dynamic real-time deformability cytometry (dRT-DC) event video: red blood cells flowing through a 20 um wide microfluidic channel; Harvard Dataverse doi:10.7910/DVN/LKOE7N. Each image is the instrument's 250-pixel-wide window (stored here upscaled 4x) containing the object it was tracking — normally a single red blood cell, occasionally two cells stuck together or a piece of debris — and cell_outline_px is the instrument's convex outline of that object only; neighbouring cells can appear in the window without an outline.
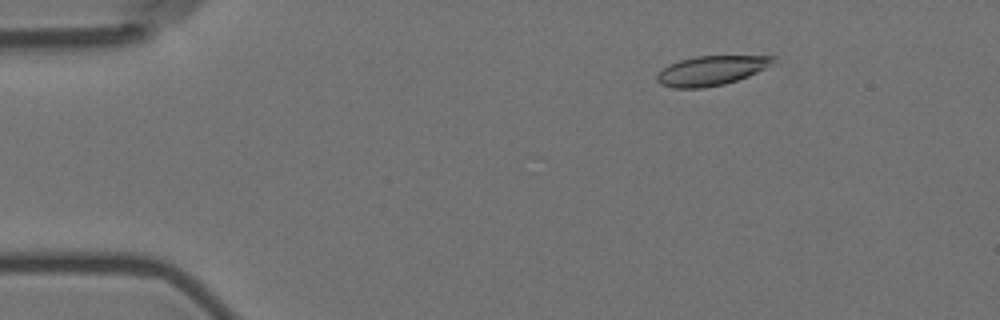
{"species": "Egyptian fruit bat (a non-hibernating species)", "species_latin": "Rousettus aegyptiacus", "temperature_condition": "room temperature", "stored_images_in_passage": 5, "segment_of_instrument_passage": [1, 2], "camera_frame_rate_fps": 3000, "um_per_image_px": 0.085, "animal": {"sex": "female"}, "frame": {"image": 1, "passage_image": 2, "time_ms": 1.0, "image_size_px": [1000, 320], "cell_outline_px": [[776, 56], [772, 64], [748, 76], [724, 84], [704, 88], [672, 88], [660, 84], [656, 80], [656, 76], [668, 64], [680, 60], [696, 56]], "centroid_in_image_um": [60.41, 6.0], "position_along_channel_um": 24.6, "area_um2": 19.83}}